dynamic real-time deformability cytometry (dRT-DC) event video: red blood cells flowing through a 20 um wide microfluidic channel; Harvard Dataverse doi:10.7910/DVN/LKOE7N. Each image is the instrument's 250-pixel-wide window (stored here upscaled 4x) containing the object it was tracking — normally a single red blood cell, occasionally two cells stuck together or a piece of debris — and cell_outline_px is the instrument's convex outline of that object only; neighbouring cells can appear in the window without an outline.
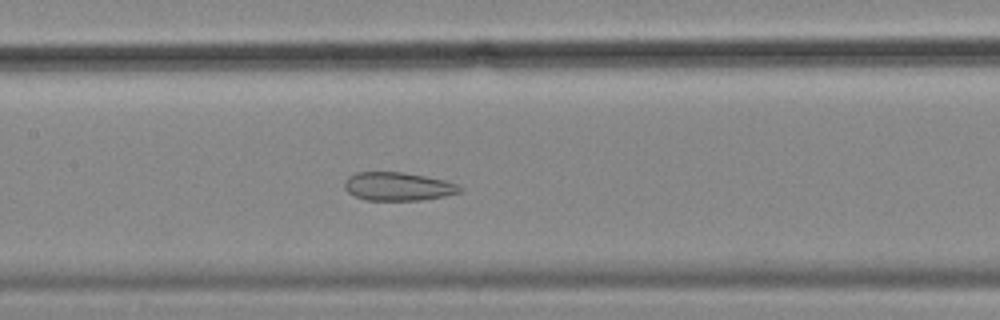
{"species": "common noctule bat (a hibernating species)", "species_latin": "Nyctalus noctula", "temperature_condition": "cold", "stored_images_in_passage": 57, "camera_frame_rate_fps": 3000, "um_per_image_px": 0.085, "animal": {"sex": "female", "body_mass_g": 18.4}, "frame": {"image": 1, "passage_image": 27, "time_ms": 8.667, "image_size_px": [1000, 320], "cell_outline_px": [[464, 188], [460, 192], [444, 196], [420, 200], [364, 200], [348, 192], [344, 188], [344, 180], [348, 176], [356, 172], [404, 172], [444, 180], [456, 184]], "centroid_in_image_um": [33.8, 15.84], "position_along_channel_um": 173.6, "area_um2": 19.07}}
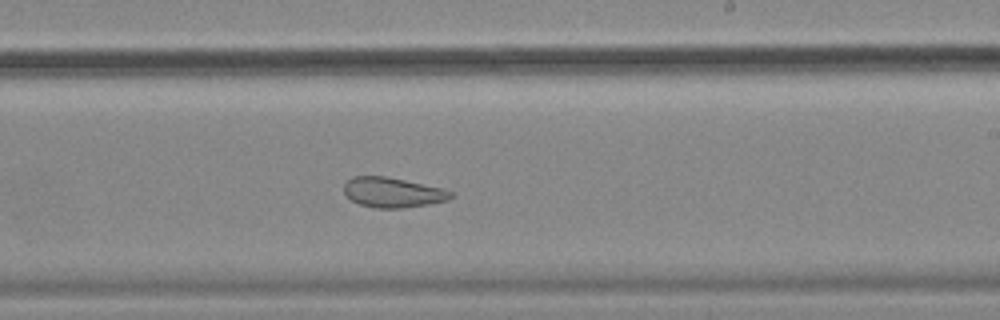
{"frame": {"image": 2, "passage_image": 34, "time_ms": 11.0, "image_size_px": [1000, 320], "cell_outline_px": [[456, 196], [448, 200], [428, 204], [404, 208], [376, 208], [360, 204], [352, 200], [344, 192], [344, 184], [352, 176], [384, 176], [404, 180], [440, 188], [452, 192]], "centroid_in_image_um": [33.38, 16.36], "position_along_channel_um": 255.6, "area_um2": 18.5}}
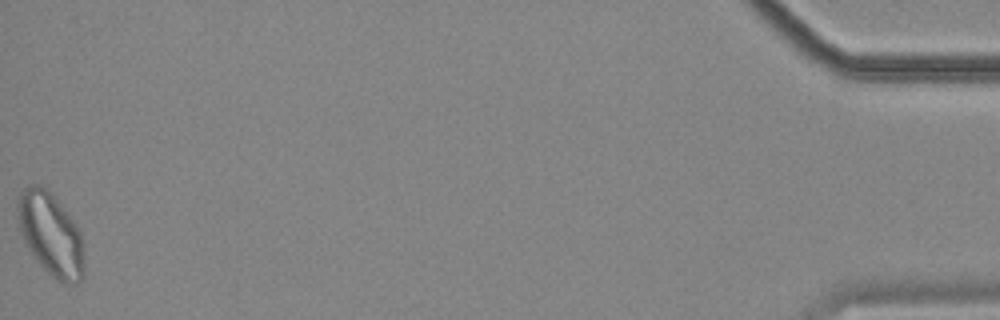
{"frame": {"image": 3, "passage_image": 57, "time_ms": 18.667, "image_size_px": [1000, 320], "cell_outline_px": [[84, 276], [76, 284], [64, 284], [56, 280], [36, 260], [28, 248], [20, 232], [16, 212], [16, 204], [20, 192], [24, 188], [32, 184], [40, 184], [52, 196], [76, 224], [80, 232], [84, 252]], "centroid_in_image_um": [4.3, 19.94], "position_along_channel_um": 430.9, "area_um2": 32.02}, "authors_computed_cell_mechanics": {"area_um2": 26.2412, "velocity_mm_per_s": 3.5302, "shape_relaxation_time_tau1_ms": null, "shape_relaxation_time_tau2_ms": 3.1453, "deformation_change_tau1": null, "deformation_change_tau2": 0.101}}